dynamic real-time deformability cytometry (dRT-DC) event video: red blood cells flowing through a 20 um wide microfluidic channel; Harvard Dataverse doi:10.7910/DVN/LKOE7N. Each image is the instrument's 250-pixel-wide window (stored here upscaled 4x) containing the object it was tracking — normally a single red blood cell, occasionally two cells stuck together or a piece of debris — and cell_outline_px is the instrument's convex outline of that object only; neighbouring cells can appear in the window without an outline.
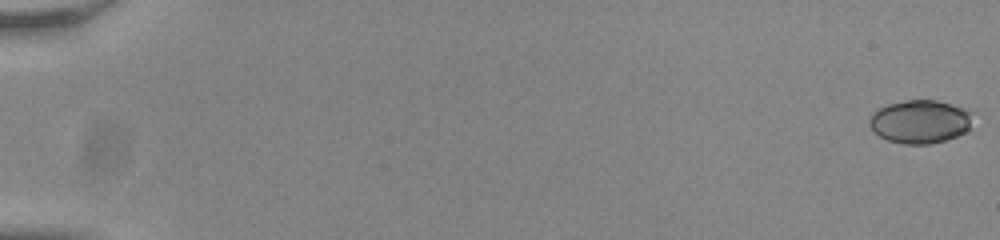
{"species": "common noctule bat (a hibernating species)", "species_latin": "Nyctalus noctula", "temperature_condition": "room temperature", "stored_images_in_passage": 56, "camera_frame_rate_fps": 3000, "um_per_image_px": 0.085, "animal": {"sex": "male", "body_mass_g": 20.0, "forearm_length_mm": 53.3}, "frame": {"image": 1, "passage_image": 1, "time_ms": 0.0, "image_size_px": [1000, 240], "cell_outline_px": [[972, 112], [968, 128], [964, 132], [956, 136], [944, 140], [928, 144], [904, 144], [888, 140], [880, 136], [868, 124], [868, 120], [872, 112], [888, 104], [908, 100], [936, 100], [964, 108]], "centroid_in_image_um": [78.17, 10.33], "position_along_channel_um": 6.8, "area_um2": 25.78}}
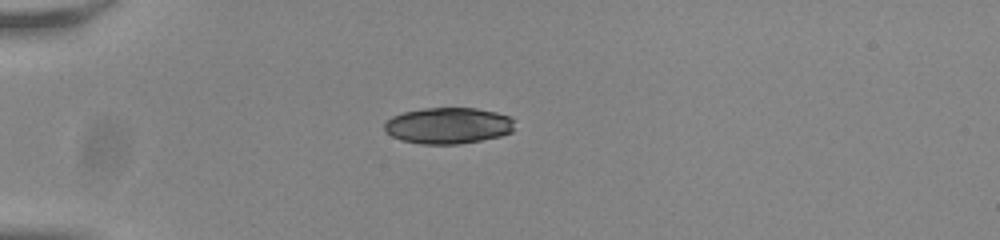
{"frame": {"image": 2, "passage_image": 17, "time_ms": 5.333, "image_size_px": [1000, 240], "cell_outline_px": [[512, 132], [500, 136], [460, 144], [420, 144], [400, 140], [392, 136], [384, 128], [384, 124], [392, 116], [404, 112], [424, 108], [476, 108], [496, 112], [508, 116], [512, 120]], "centroid_in_image_um": [38.07, 10.68], "position_along_channel_um": 46.9, "area_um2": 27.34}}
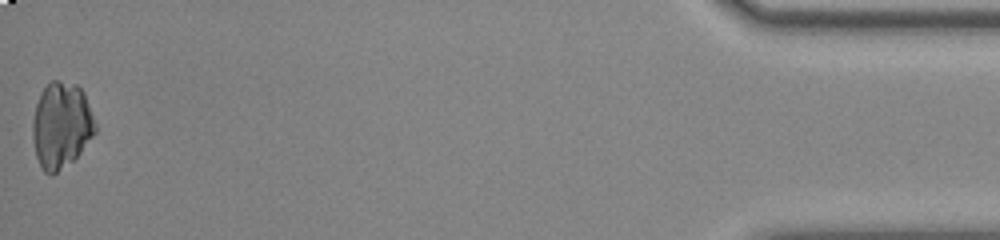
{"frame": {"image": 3, "passage_image": 56, "time_ms": 18.333, "image_size_px": [1000, 240], "cell_outline_px": [[96, 132], [80, 152], [72, 160], [52, 176], [44, 172], [36, 156], [32, 140], [32, 120], [36, 104], [40, 92], [52, 80], [56, 80], [76, 84], [84, 92], [96, 124]], "centroid_in_image_um": [5.19, 10.64], "position_along_channel_um": 430.0, "area_um2": 31.39}}